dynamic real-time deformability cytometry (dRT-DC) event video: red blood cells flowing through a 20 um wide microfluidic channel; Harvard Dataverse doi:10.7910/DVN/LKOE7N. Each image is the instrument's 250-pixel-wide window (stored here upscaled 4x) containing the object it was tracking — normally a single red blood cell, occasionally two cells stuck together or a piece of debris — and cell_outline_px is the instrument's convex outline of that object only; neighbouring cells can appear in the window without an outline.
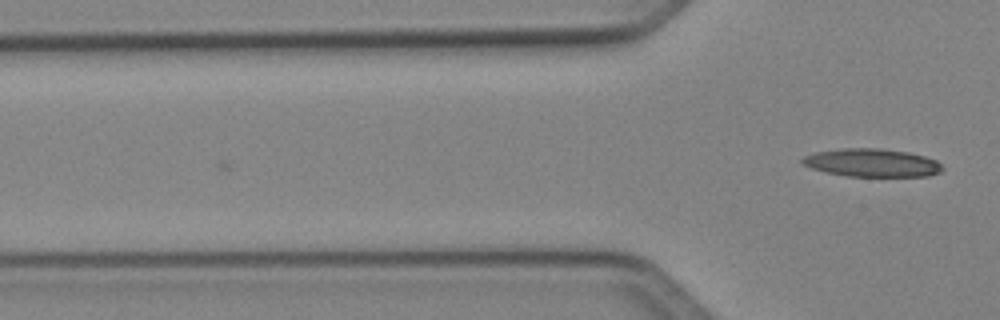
{"species": "Egyptian fruit bat (a non-hibernating species)", "species_latin": "Rousettus aegyptiacus", "temperature_condition": "cold", "stored_images_in_passage": 5, "camera_frame_rate_fps": 3000, "um_per_image_px": 0.085, "animal": {"sex": "female"}, "frame": {"image": 1, "passage_image": 5, "time_ms": 1.333, "image_size_px": [1000, 320], "cell_outline_px": [[944, 168], [940, 172], [928, 176], [848, 176], [828, 172], [812, 168], [804, 164], [800, 160], [804, 156], [816, 152], [844, 148], [880, 148], [908, 152], [924, 156], [936, 160]], "centroid_in_image_um": [74.14, 13.83], "position_along_channel_um": 51.7, "area_um2": 22.72}}